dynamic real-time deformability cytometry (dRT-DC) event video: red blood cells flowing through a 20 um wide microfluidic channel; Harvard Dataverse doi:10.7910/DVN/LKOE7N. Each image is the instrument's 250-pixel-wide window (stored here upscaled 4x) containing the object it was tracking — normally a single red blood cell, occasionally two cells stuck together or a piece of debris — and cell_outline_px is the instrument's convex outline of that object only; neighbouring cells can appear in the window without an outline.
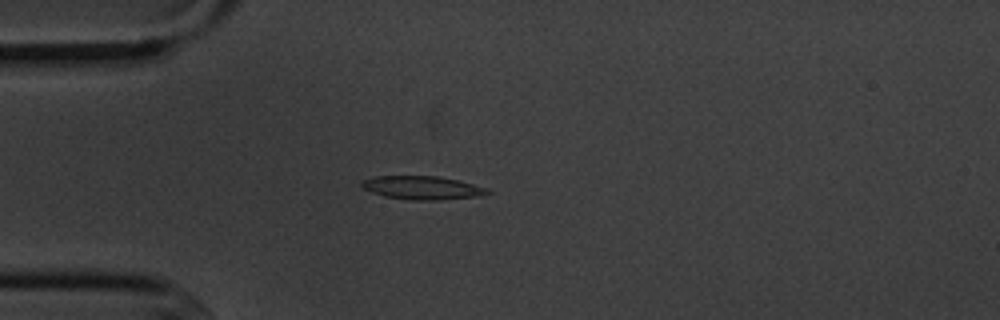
{"species": "common noctule bat (a hibernating species)", "species_latin": "Nyctalus noctula", "temperature_condition": "cold", "stored_images_in_passage": 4, "camera_frame_rate_fps": 3000, "um_per_image_px": 0.085, "animal": {"sex": "male", "body_mass_g": 20.1, "forearm_length_mm": 53.5}, "frame": {"image": 1, "passage_image": 4, "time_ms": 4.333, "image_size_px": [1000, 320], "cell_outline_px": [[492, 192], [480, 196], [440, 200], [412, 200], [384, 196], [372, 192], [364, 188], [360, 184], [360, 180], [376, 176], [436, 176], [456, 180], [488, 188]], "centroid_in_image_um": [35.88, 15.96], "position_along_channel_um": 49.1, "area_um2": 17.11}}